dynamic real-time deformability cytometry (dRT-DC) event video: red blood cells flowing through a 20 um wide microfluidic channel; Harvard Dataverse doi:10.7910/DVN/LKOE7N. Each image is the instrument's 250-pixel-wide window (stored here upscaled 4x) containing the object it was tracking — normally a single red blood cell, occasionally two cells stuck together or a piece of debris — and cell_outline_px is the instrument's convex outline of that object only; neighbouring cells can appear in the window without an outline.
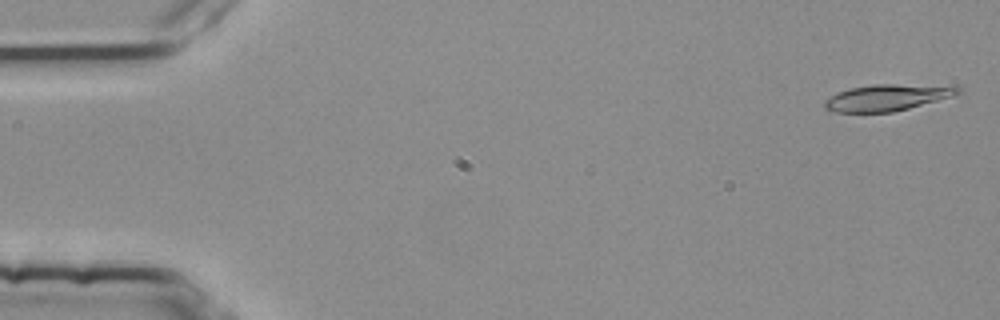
{"species": "common noctule bat (a hibernating species)", "species_latin": "Nyctalus noctula", "temperature_condition": "room temperature", "stored_images_in_passage": 3, "camera_frame_rate_fps": 3000, "um_per_image_px": 0.085, "animal": {"sex": "female", "body_mass_g": 25.1}, "frame": {"image": 1, "passage_image": 1, "time_ms": 0.0, "image_size_px": [1000, 320], "cell_outline_px": [[960, 92], [952, 96], [908, 108], [892, 112], [832, 112], [824, 108], [824, 100], [836, 92], [848, 88], [872, 84], [956, 84], [960, 88]], "centroid_in_image_um": [75.43, 8.26], "position_along_channel_um": 9.6, "area_um2": 20.98}}
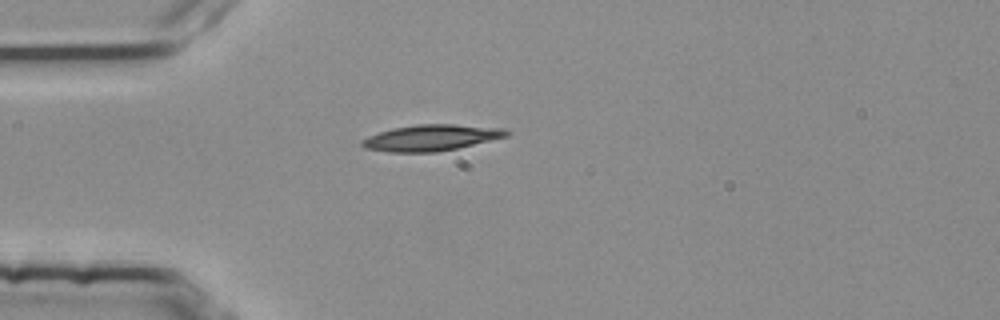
{"frame": {"image": 2, "passage_image": 3, "time_ms": 0.667, "image_size_px": [1000, 320], "cell_outline_px": [[512, 132], [508, 136], [456, 148], [436, 152], [388, 152], [364, 148], [360, 144], [360, 140], [368, 136], [392, 128], [416, 124], [456, 124], [504, 128]], "centroid_in_image_um": [36.64, 11.7], "position_along_channel_um": 48.4, "area_um2": 22.08}}